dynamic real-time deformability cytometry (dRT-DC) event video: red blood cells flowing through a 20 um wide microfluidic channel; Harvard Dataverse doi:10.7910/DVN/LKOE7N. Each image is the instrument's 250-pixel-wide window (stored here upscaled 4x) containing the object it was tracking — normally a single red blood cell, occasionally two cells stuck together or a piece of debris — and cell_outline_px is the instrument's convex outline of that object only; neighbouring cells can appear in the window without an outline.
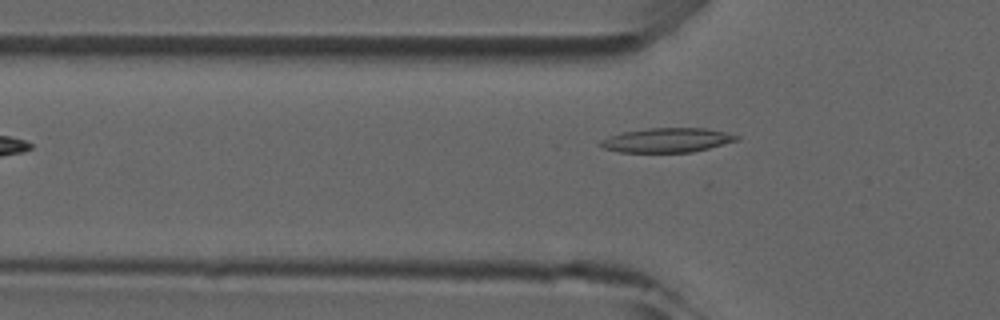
{"species": "common noctule bat (a hibernating species)", "species_latin": "Nyctalus noctula", "temperature_condition": "room temperature", "stored_images_in_passage": 2, "camera_frame_rate_fps": 3000, "um_per_image_px": 0.085, "animal": {"sex": "male", "forearm_length_mm": 52.5}, "frame": {"image": 1, "passage_image": 2, "time_ms": 1.333, "image_size_px": [1000, 320], "cell_outline_px": [[740, 140], [692, 152], [620, 152], [604, 148], [596, 144], [600, 140], [624, 132], [648, 128], [704, 128], [724, 132], [740, 136]], "centroid_in_image_um": [56.7, 11.92], "position_along_channel_um": 69.1, "area_um2": 19.19}}